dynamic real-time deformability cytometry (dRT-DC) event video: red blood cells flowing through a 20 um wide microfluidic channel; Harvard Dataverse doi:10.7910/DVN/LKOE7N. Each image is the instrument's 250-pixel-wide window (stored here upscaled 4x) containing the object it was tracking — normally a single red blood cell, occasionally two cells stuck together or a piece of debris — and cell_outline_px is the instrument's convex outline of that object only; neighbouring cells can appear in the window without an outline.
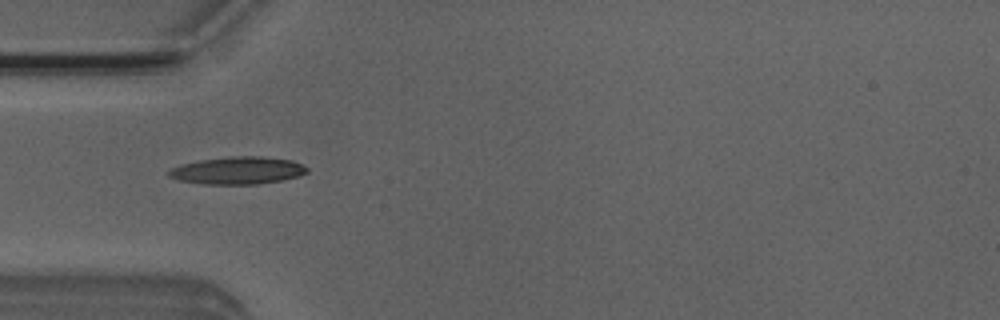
{"species": "Egyptian fruit bat (a non-hibernating species)", "species_latin": "Rousettus aegyptiacus", "temperature_condition": "room temperature", "stored_images_in_passage": 52, "camera_frame_rate_fps": 3000, "um_per_image_px": 0.085, "animal": {"sex": "male"}, "frame": {"image": 1, "passage_image": 16, "time_ms": 5.0, "image_size_px": [1000, 320], "cell_outline_px": [[308, 172], [284, 180], [256, 184], [204, 184], [180, 180], [168, 176], [168, 172], [172, 168], [184, 164], [200, 160], [232, 156], [260, 156], [292, 160], [308, 168]], "centroid_in_image_um": [20.23, 14.49], "position_along_channel_um": 64.8, "area_um2": 21.85}}
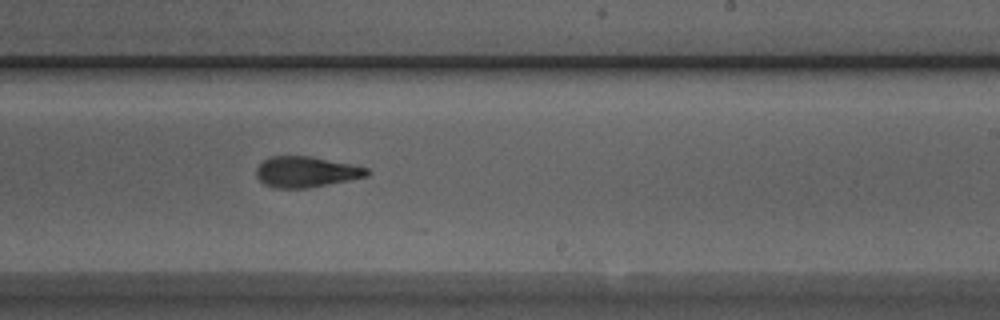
{"frame": {"image": 2, "passage_image": 31, "time_ms": 10.0, "image_size_px": [1000, 320], "cell_outline_px": [[372, 172], [368, 176], [328, 184], [304, 188], [272, 188], [264, 184], [256, 176], [256, 168], [268, 156], [312, 156], [352, 164], [368, 168]], "centroid_in_image_um": [26.02, 14.6], "position_along_channel_um": 263.0, "area_um2": 19.94}}
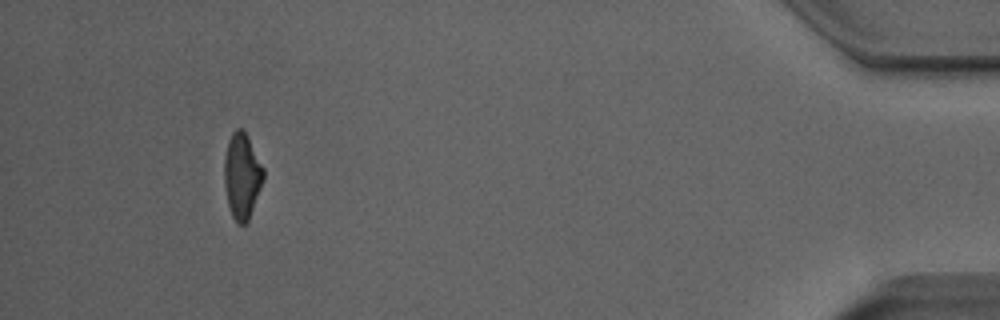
{"frame": {"image": 3, "passage_image": 48, "time_ms": 15.667, "image_size_px": [1000, 320], "cell_outline_px": [[264, 180], [248, 220], [244, 224], [236, 224], [232, 216], [228, 204], [224, 184], [224, 160], [228, 140], [232, 132], [236, 128], [244, 128], [264, 168]], "centroid_in_image_um": [20.57, 14.92], "position_along_channel_um": 414.6, "area_um2": 19.71}, "authors_computed_cell_mechanics": {"area_um2": 19.941, "velocity_mm_per_s": 3.9666, "shape_relaxation_time_tau1_ms": 5.834, "shape_relaxation_time_tau2_ms": 2.611, "deformation_change_tau1": 0.175, "deformation_change_tau2": 0.1263}}